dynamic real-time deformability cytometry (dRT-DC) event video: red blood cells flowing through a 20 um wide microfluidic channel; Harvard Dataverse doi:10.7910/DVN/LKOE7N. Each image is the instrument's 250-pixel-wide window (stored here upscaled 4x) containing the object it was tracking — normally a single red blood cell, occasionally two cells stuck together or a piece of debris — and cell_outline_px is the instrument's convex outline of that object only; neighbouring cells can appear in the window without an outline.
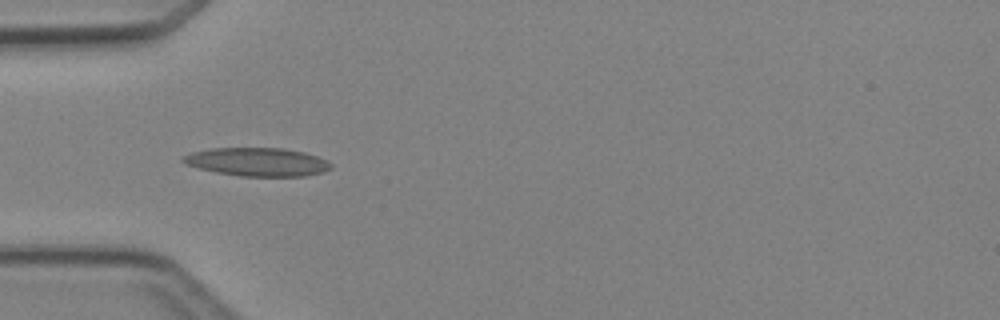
{"species": "Egyptian fruit bat (a non-hibernating species)", "species_latin": "Rousettus aegyptiacus", "temperature_condition": "cold", "stored_images_in_passage": 4, "camera_frame_rate_fps": 3000, "um_per_image_px": 0.085, "animal": {"sex": "female"}, "frame": {"image": 1, "passage_image": 3, "time_ms": 3.333, "image_size_px": [1000, 320], "cell_outline_px": [[332, 168], [324, 172], [304, 176], [240, 176], [216, 172], [184, 164], [180, 160], [184, 156], [192, 152], [212, 148], [284, 148], [304, 152], [316, 156], [332, 164]], "centroid_in_image_um": [21.87, 13.76], "position_along_channel_um": 63.1, "area_um2": 24.39}}
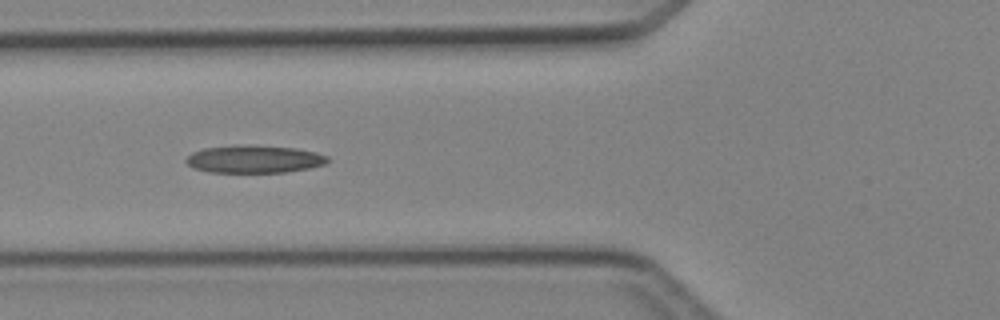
{"frame": {"image": 2, "passage_image": 4, "time_ms": 4.333, "image_size_px": [1000, 320], "cell_outline_px": [[328, 160], [324, 164], [308, 168], [284, 172], [208, 172], [192, 168], [184, 160], [192, 152], [204, 148], [296, 148], [316, 152], [328, 156]], "centroid_in_image_um": [21.6, 13.58], "position_along_channel_um": 104.2, "area_um2": 21.5}}